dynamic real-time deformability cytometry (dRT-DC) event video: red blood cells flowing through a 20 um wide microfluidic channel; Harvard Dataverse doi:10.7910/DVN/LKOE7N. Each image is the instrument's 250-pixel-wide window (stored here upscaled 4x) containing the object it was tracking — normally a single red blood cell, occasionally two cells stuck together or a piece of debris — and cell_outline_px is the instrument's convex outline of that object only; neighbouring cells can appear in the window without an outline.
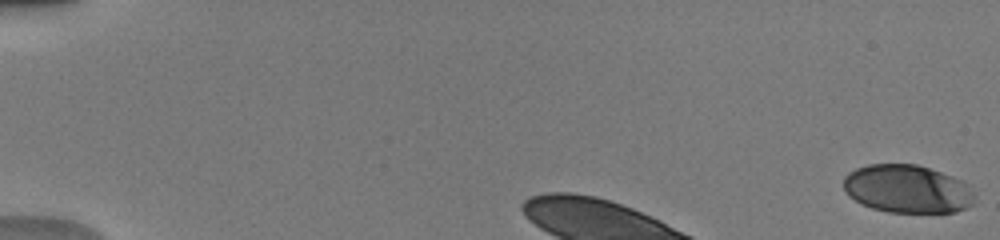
{"species": "human", "species_latin": "Homo sapiens", "temperature_condition": "warm", "stored_images_in_passage": 52, "camera_frame_rate_fps": 3000, "um_per_image_px": 0.085, "donor": {"sex": "male"}, "frame": {"image": 1, "passage_image": 1, "time_ms": 0.0, "image_size_px": [1000, 240], "cell_outline_px": [[972, 204], [956, 212], [888, 212], [872, 208], [860, 204], [848, 196], [844, 188], [844, 176], [848, 172], [856, 168], [868, 164], [916, 164], [952, 176], [968, 184], [972, 196]], "centroid_in_image_um": [77.06, 16.06], "position_along_channel_um": 7.9, "area_um2": 36.59}}
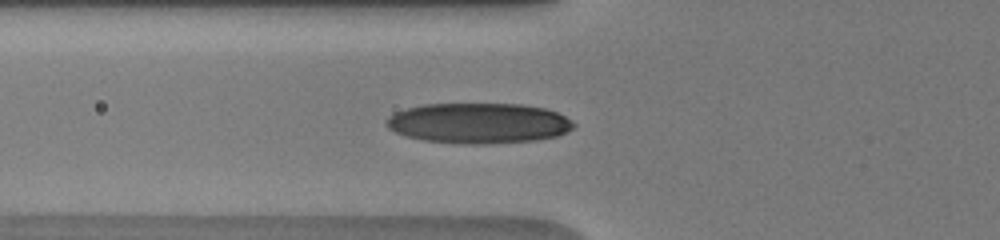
{"frame": {"image": 2, "passage_image": 21, "time_ms": 6.667, "image_size_px": [1000, 240], "cell_outline_px": [[576, 124], [572, 128], [556, 136], [536, 140], [484, 144], [464, 144], [424, 140], [408, 136], [396, 132], [388, 128], [384, 124], [384, 120], [388, 116], [396, 112], [408, 108], [424, 104], [520, 104], [544, 108], [556, 112], [564, 116]], "centroid_in_image_um": [40.65, 10.47], "position_along_channel_um": 85.2, "area_um2": 43.93}}
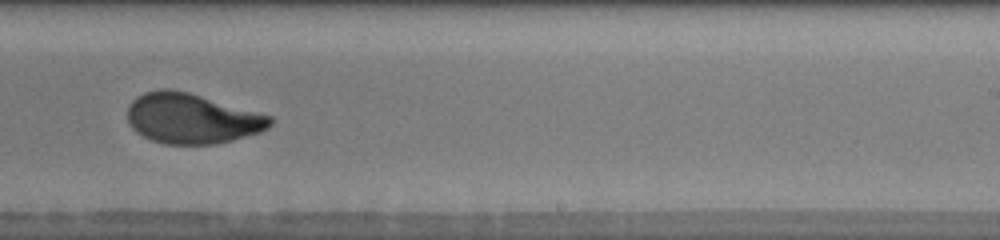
{"frame": {"image": 3, "passage_image": 35, "time_ms": 11.333, "image_size_px": [1000, 240], "cell_outline_px": [[272, 124], [268, 128], [260, 132], [232, 140], [216, 144], [164, 144], [152, 140], [136, 132], [128, 124], [128, 104], [136, 96], [144, 92], [160, 88], [168, 88], [188, 92], [272, 116]], "centroid_in_image_um": [16.27, 10.07], "position_along_channel_um": 272.7, "area_um2": 41.79}, "authors_computed_cell_mechanics": {"area_um2": 40.5467, "velocity_mm_per_s": 4.0082, "shape_relaxation_time_tau1_ms": 3.9657, "shape_relaxation_time_tau2_ms": 0.8902, "deformation_change_tau1": 0.1832, "deformation_change_tau2": 0.0635}}